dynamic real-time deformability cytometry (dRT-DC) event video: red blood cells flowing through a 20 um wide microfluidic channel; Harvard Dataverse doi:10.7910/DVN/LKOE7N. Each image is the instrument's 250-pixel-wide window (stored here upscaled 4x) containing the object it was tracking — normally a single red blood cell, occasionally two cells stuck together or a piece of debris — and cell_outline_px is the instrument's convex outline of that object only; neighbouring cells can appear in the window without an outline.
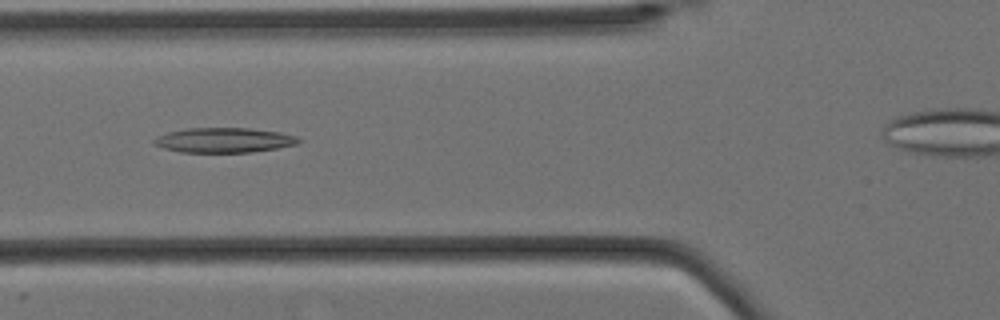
{"species": "Egyptian fruit bat (a non-hibernating species)", "species_latin": "Rousettus aegyptiacus", "temperature_condition": "cold", "stored_images_in_passage": 9, "segment_of_instrument_passage": [1, 2], "camera_frame_rate_fps": 3000, "um_per_image_px": 0.085, "animal": {"sex": "female"}, "frame": {"image": 1, "passage_image": 4, "time_ms": 1.0, "image_size_px": [1000, 320], "cell_outline_px": [[304, 140], [296, 144], [276, 148], [248, 152], [180, 152], [164, 148], [152, 144], [152, 140], [156, 136], [168, 132], [188, 128], [248, 128], [280, 132], [296, 136]], "centroid_in_image_um": [19.01, 11.91], "position_along_channel_um": 106.8, "area_um2": 20.92}}
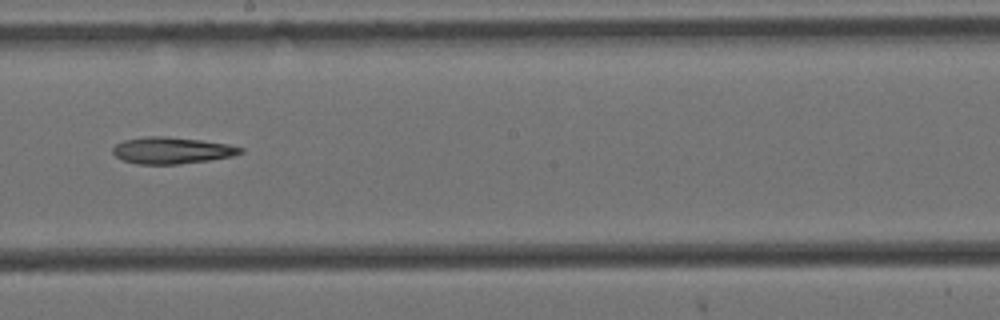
{"frame": {"image": 2, "passage_image": 7, "time_ms": 2.0, "image_size_px": [1000, 320], "cell_outline_px": [[244, 152], [232, 156], [208, 160], [176, 164], [136, 164], [124, 160], [116, 156], [112, 152], [112, 148], [116, 144], [124, 140], [144, 136], [164, 136], [200, 140], [228, 144], [244, 148]], "centroid_in_image_um": [14.59, 12.78], "position_along_channel_um": 233.6, "area_um2": 19.71}}
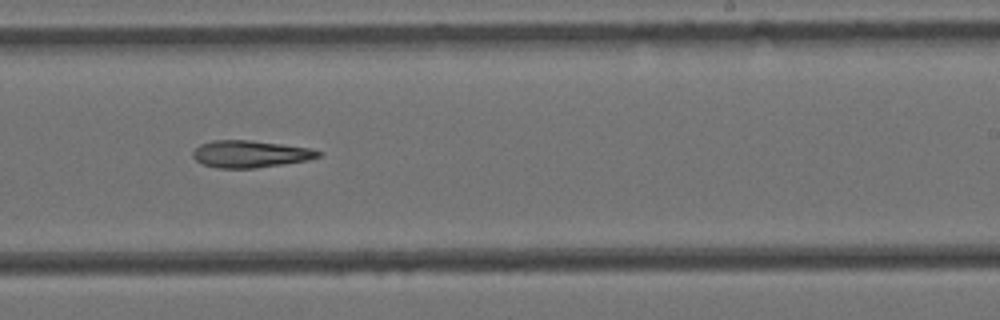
{"frame": {"image": 3, "passage_image": 8, "time_ms": 2.333, "image_size_px": [1000, 320], "cell_outline_px": [[324, 152], [320, 156], [308, 160], [284, 164], [256, 168], [216, 168], [200, 164], [192, 156], [192, 152], [200, 144], [212, 140], [252, 140], [312, 148]], "centroid_in_image_um": [21.28, 13.09], "position_along_channel_um": 267.7, "area_um2": 20.06}}